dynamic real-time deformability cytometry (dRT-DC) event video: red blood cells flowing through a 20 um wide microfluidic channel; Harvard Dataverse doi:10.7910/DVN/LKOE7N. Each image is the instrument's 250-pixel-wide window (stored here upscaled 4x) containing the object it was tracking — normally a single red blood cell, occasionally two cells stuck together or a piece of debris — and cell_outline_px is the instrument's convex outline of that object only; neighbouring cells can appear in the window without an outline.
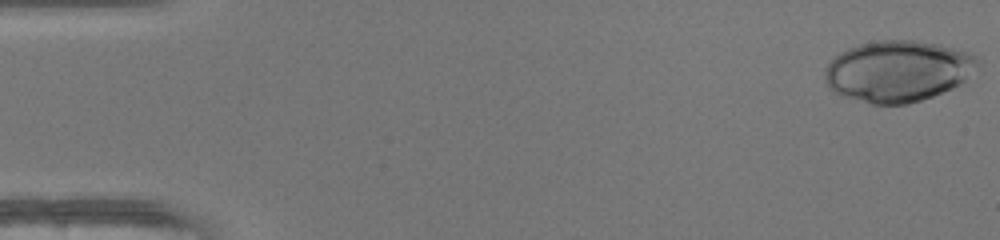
{"species": "human", "species_latin": "Homo sapiens", "temperature_condition": "warm", "stored_images_in_passage": 48, "camera_frame_rate_fps": 3000, "um_per_image_px": 0.085, "donor": {"sex": "female"}, "frame": {"image": 1, "passage_image": 1, "time_ms": 0.0, "image_size_px": [1000, 240], "cell_outline_px": [[980, 68], [960, 84], [952, 88], [932, 96], [908, 104], [872, 104], [840, 96], [828, 88], [824, 76], [824, 68], [840, 52], [848, 48], [860, 44], [880, 40], [912, 40], [940, 44], [968, 52], [976, 56], [980, 60]], "centroid_in_image_um": [76.33, 6.04], "position_along_channel_um": 8.7, "area_um2": 54.97}}
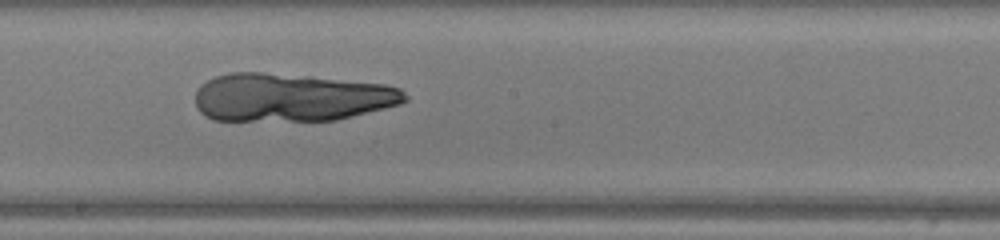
{"frame": {"image": 2, "passage_image": 27, "time_ms": 8.667, "image_size_px": [1000, 240], "cell_outline_px": [[408, 100], [400, 104], [336, 120], [212, 120], [204, 116], [196, 108], [196, 92], [200, 84], [216, 76], [228, 72], [260, 72], [312, 76], [384, 84], [400, 88], [408, 96]], "centroid_in_image_um": [24.72, 8.27], "position_along_channel_um": 223.5, "area_um2": 58.96}}
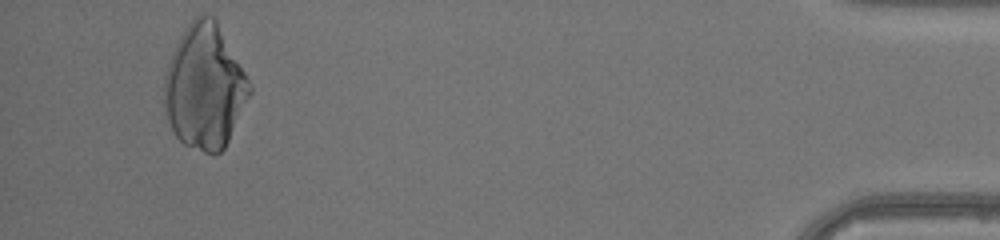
{"frame": {"image": 3, "passage_image": 46, "time_ms": 15.0, "image_size_px": [1000, 240], "cell_outline_px": [[252, 92], [224, 148], [220, 152], [212, 156], [184, 144], [172, 132], [164, 112], [164, 76], [172, 52], [180, 36], [188, 24], [196, 16], [204, 12], [212, 16], [216, 20], [252, 84]], "centroid_in_image_um": [17.39, 7.4], "position_along_channel_um": 417.8, "area_um2": 62.08}}